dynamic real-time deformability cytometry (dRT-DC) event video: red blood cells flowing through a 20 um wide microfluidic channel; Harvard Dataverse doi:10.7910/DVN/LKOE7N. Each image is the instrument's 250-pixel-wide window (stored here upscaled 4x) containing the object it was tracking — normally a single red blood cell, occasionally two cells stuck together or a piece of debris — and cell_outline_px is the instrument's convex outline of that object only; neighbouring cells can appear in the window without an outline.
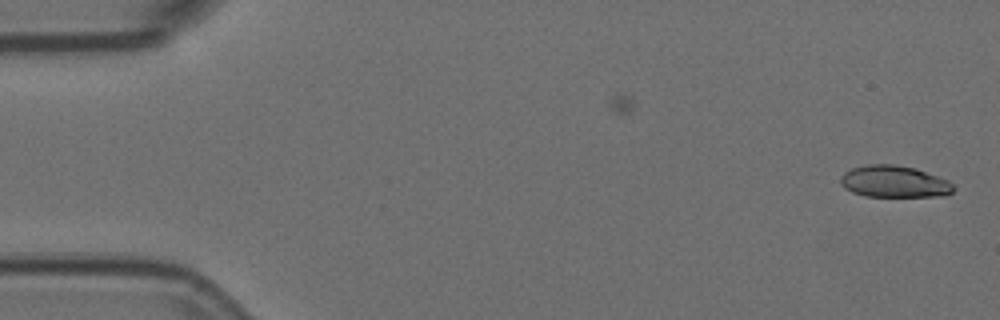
{"species": "Egyptian fruit bat (a non-hibernating species)", "species_latin": "Rousettus aegyptiacus", "temperature_condition": "room temperature", "stored_images_in_passage": 3, "camera_frame_rate_fps": 3000, "um_per_image_px": 0.085, "animal": {"sex": "female"}, "frame": {"image": 1, "passage_image": 3, "time_ms": 0.667, "image_size_px": [1000, 320], "cell_outline_px": [[956, 188], [952, 192], [944, 196], [864, 196], [852, 192], [844, 188], [840, 184], [840, 176], [844, 172], [852, 168], [868, 164], [892, 164], [916, 168], [948, 180]], "centroid_in_image_um": [75.99, 15.43], "position_along_channel_um": 9.0, "area_um2": 21.04}}